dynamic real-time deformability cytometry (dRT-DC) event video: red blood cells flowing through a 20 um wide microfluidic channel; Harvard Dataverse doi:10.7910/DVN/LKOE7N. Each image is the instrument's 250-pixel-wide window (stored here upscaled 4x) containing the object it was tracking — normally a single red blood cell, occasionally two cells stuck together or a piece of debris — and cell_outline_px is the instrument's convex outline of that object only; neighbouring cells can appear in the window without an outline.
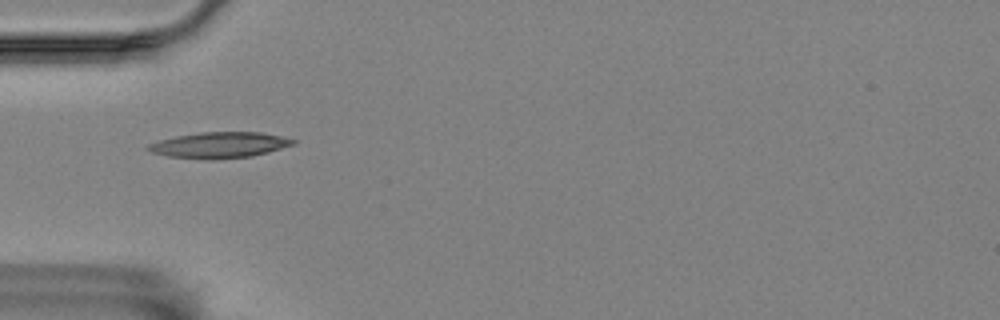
{"species": "Egyptian fruit bat (a non-hibernating species)", "species_latin": "Rousettus aegyptiacus", "temperature_condition": "room temperature", "stored_images_in_passage": 35, "camera_frame_rate_fps": 3000, "um_per_image_px": 0.085, "animal": {"sex": "female"}, "frame": {"image": 1, "passage_image": 1, "time_ms": 0.0, "image_size_px": [1000, 320], "cell_outline_px": [[296, 144], [268, 152], [252, 156], [212, 160], [208, 160], [168, 156], [152, 152], [144, 148], [148, 144], [160, 140], [176, 136], [200, 132], [260, 132], [280, 136], [296, 140]], "centroid_in_image_um": [18.65, 12.33], "position_along_channel_um": 66.4, "area_um2": 21.91}}
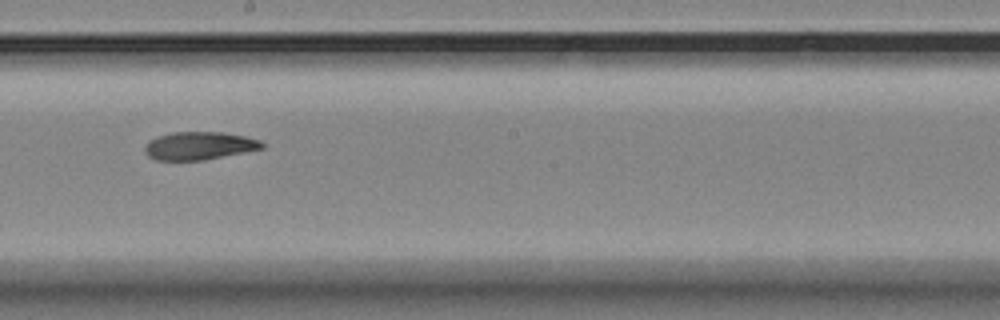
{"frame": {"image": 2, "passage_image": 15, "time_ms": 4.667, "image_size_px": [1000, 320], "cell_outline_px": [[264, 148], [200, 160], [156, 160], [148, 156], [144, 152], [144, 148], [148, 140], [156, 136], [172, 132], [224, 132], [244, 136], [260, 140], [264, 144]], "centroid_in_image_um": [16.88, 12.37], "position_along_channel_um": 231.3, "area_um2": 19.02}}
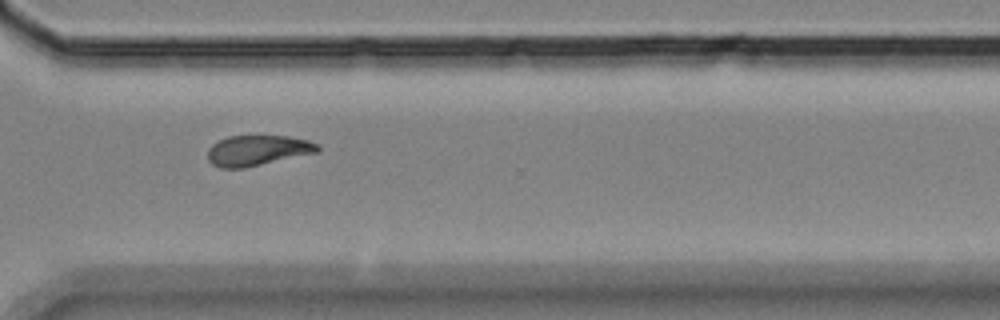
{"frame": {"image": 3, "passage_image": 25, "time_ms": 8.0, "image_size_px": [1000, 320], "cell_outline_px": [[320, 152], [244, 168], [220, 168], [212, 164], [208, 160], [208, 148], [212, 144], [228, 136], [288, 136], [308, 140], [320, 144]], "centroid_in_image_um": [21.92, 12.79], "position_along_channel_um": 348.7, "area_um2": 19.65}, "authors_computed_cell_mechanics": {"area_um2": 19.941, "velocity_mm_per_s": 3.5278, "shape_relaxation_time_tau1_ms": 8.36, "shape_relaxation_time_tau2_ms": 4.2254, "deformation_change_tau1": 0.2112, "deformation_change_tau2": 0.1}}